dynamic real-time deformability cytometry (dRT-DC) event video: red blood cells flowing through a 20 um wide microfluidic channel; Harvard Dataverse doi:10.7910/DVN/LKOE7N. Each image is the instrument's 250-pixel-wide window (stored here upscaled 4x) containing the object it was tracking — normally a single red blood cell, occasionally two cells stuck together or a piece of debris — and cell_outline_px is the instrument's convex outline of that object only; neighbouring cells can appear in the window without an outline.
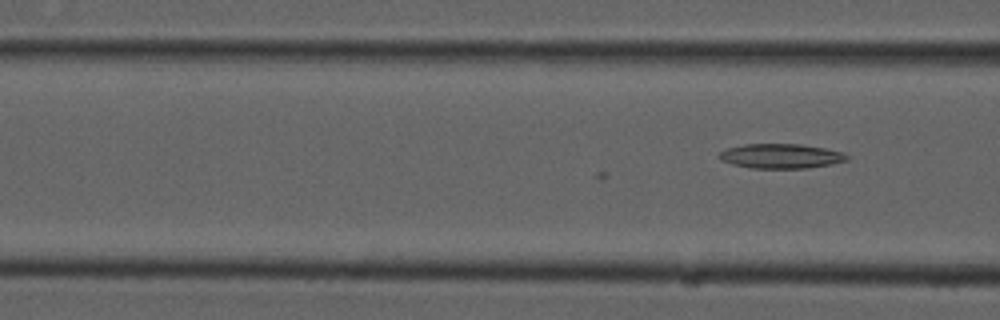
{"species": "common noctule bat (a hibernating species)", "species_latin": "Nyctalus noctula", "temperature_condition": "cold", "stored_images_in_passage": 6, "camera_frame_rate_fps": 3000, "um_per_image_px": 0.085, "animal": {"sex": "male", "forearm_length_mm": 52.5}, "frame": {"image": 1, "passage_image": 6, "time_ms": 1.667, "image_size_px": [1000, 320], "cell_outline_px": [[848, 160], [832, 164], [808, 168], [752, 168], [732, 164], [720, 160], [716, 156], [720, 152], [728, 148], [744, 144], [800, 144], [824, 148], [840, 152], [848, 156]], "centroid_in_image_um": [66.34, 13.27], "position_along_channel_um": 100.3, "area_um2": 18.26}}